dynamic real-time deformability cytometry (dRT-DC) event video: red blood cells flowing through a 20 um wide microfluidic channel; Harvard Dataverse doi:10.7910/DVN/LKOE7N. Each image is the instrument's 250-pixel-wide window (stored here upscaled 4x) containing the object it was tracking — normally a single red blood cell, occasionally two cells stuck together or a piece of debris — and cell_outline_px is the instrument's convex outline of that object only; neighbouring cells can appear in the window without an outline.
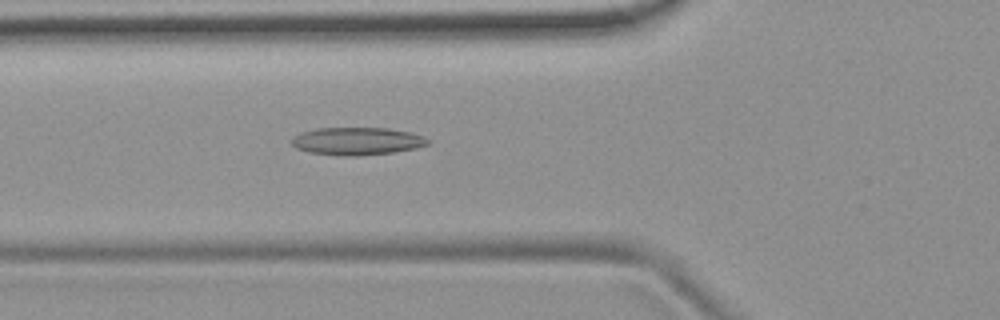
{"species": "common noctule bat (a hibernating species)", "species_latin": "Nyctalus noctula", "temperature_condition": "room temperature", "stored_images_in_passage": 44, "camera_frame_rate_fps": 3000, "um_per_image_px": 0.085, "animal": {"sex": "female", "body_mass_g": 19.9}, "frame": {"image": 1, "passage_image": 13, "time_ms": 4.0, "image_size_px": [1000, 320], "cell_outline_px": [[432, 140], [428, 144], [416, 148], [392, 152], [360, 156], [340, 156], [308, 152], [296, 148], [292, 144], [292, 136], [300, 132], [316, 128], [388, 128], [412, 132], [424, 136]], "centroid_in_image_um": [30.35, 11.99], "position_along_channel_um": 95.4, "area_um2": 22.25}}
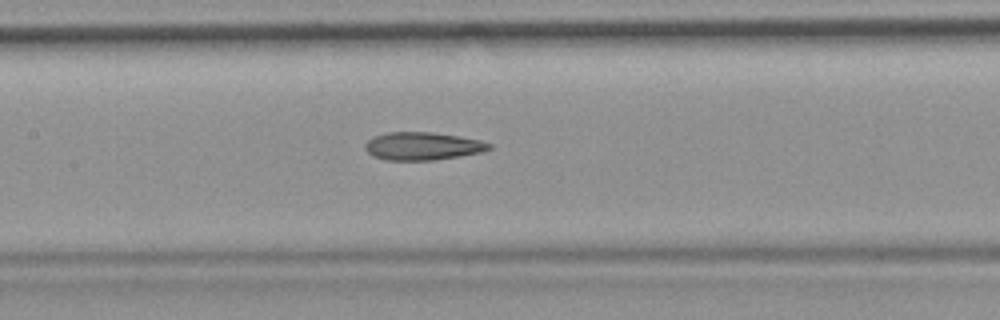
{"frame": {"image": 2, "passage_image": 19, "time_ms": 6.0, "image_size_px": [1000, 320], "cell_outline_px": [[492, 148], [484, 152], [436, 160], [384, 160], [368, 152], [364, 148], [364, 144], [372, 136], [388, 132], [432, 132], [460, 136], [480, 140], [492, 144]], "centroid_in_image_um": [35.94, 12.41], "position_along_channel_um": 171.5, "area_um2": 20.35}}
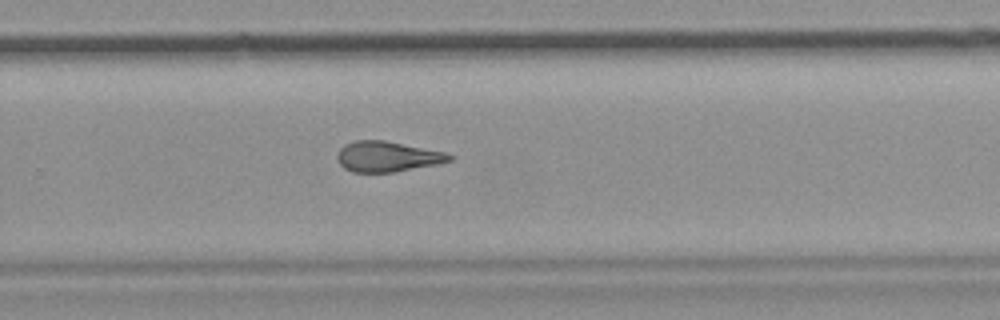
{"frame": {"image": 3, "passage_image": 29, "time_ms": 9.333, "image_size_px": [1000, 320], "cell_outline_px": [[452, 160], [436, 164], [396, 172], [352, 172], [344, 168], [340, 164], [336, 156], [340, 148], [344, 144], [356, 140], [384, 140], [444, 152], [452, 156]], "centroid_in_image_um": [32.88, 13.31], "position_along_channel_um": 296.9, "area_um2": 19.77}}